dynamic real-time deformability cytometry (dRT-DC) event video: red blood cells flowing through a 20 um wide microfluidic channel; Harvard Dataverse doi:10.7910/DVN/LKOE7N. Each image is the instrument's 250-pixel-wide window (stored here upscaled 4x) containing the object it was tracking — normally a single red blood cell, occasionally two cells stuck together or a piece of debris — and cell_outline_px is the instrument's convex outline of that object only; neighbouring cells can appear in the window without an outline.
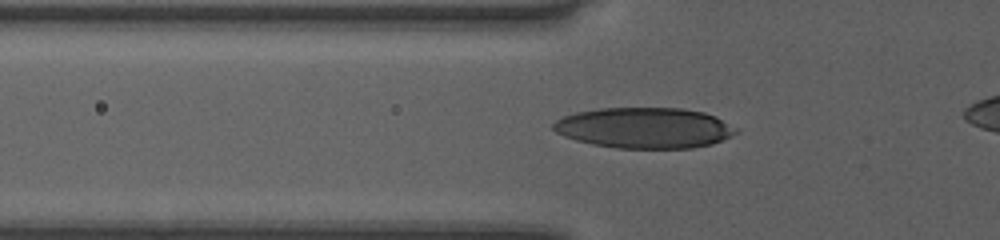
{"species": "human", "species_latin": "Homo sapiens", "temperature_condition": "room temperature", "stored_images_in_passage": 34, "camera_frame_rate_fps": 3000, "um_per_image_px": 0.085, "donor": {"sex": "female"}, "frame": {"image": 1, "passage_image": 6, "time_ms": 1.667, "image_size_px": [1000, 240], "cell_outline_px": [[740, 132], [732, 136], [712, 144], [692, 148], [616, 148], [592, 144], [576, 140], [564, 136], [556, 132], [552, 128], [552, 124], [556, 120], [564, 116], [576, 112], [600, 108], [680, 108], [704, 112], [716, 116], [736, 128]], "centroid_in_image_um": [54.79, 10.87], "position_along_channel_um": 71.0, "area_um2": 43.47}}
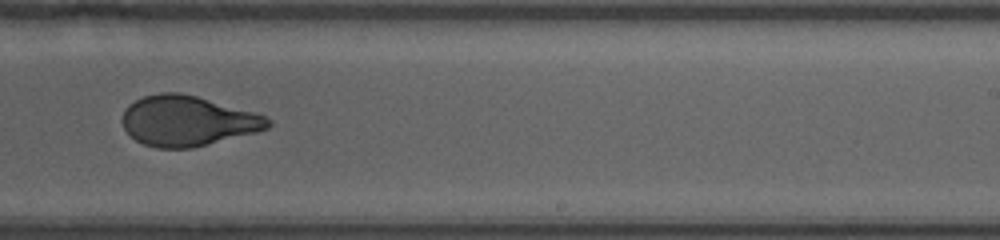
{"frame": {"image": 2, "passage_image": 21, "time_ms": 6.667, "image_size_px": [1000, 240], "cell_outline_px": [[272, 124], [268, 128], [256, 132], [192, 148], [156, 148], [144, 144], [136, 140], [124, 128], [124, 108], [128, 104], [144, 96], [160, 92], [180, 92], [196, 96], [256, 112], [272, 120]], "centroid_in_image_um": [15.96, 10.27], "position_along_channel_um": 273.0, "area_um2": 42.48}}
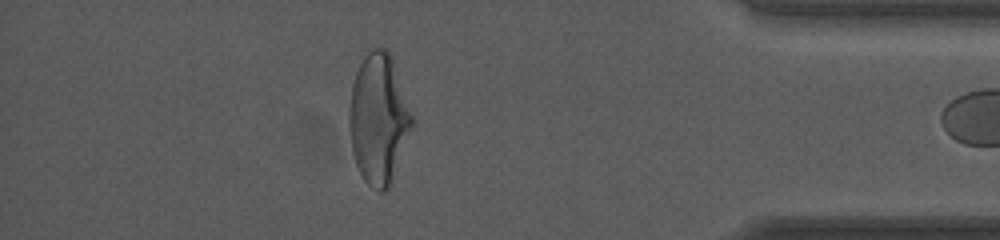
{"frame": {"image": 3, "passage_image": 33, "time_ms": 10.667, "image_size_px": [1000, 240], "cell_outline_px": [[416, 120], [392, 184], [384, 192], [380, 192], [368, 184], [364, 180], [356, 164], [352, 152], [348, 128], [348, 108], [352, 84], [364, 48], [384, 48], [392, 56]], "centroid_in_image_um": [32.2, 10.07], "position_along_channel_um": 403.0, "area_um2": 49.19}}